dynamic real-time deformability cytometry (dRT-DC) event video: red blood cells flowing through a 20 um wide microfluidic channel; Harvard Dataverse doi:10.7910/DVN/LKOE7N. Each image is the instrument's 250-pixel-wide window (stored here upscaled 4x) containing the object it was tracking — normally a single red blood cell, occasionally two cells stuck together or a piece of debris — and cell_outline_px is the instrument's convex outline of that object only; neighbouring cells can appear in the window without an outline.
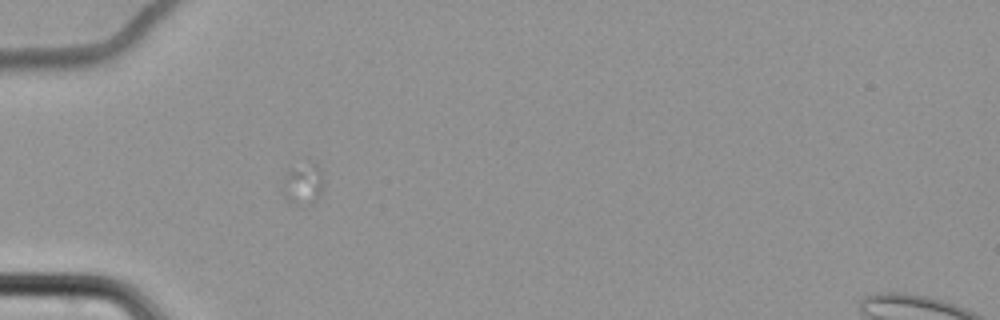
{"species": "common noctule bat (a hibernating species)", "species_latin": "Nyctalus noctula", "temperature_condition": "cold", "stored_images_in_passage": 13, "camera_frame_rate_fps": 3000, "um_per_image_px": 0.085, "animal": {"sex": "female", "body_mass_g": 22.7, "forearm_length_mm": 54.2}, "frame": {"image": 1, "passage_image": 1, "time_ms": 0.0, "image_size_px": [1000, 320], "cell_outline_px": [[324, 184], [320, 196], [312, 204], [304, 208], [292, 204], [280, 192], [288, 168], [316, 164], [320, 168], [324, 180]], "centroid_in_image_um": [25.76, 15.73], "position_along_channel_um": 59.2, "area_um2": 10.17}}